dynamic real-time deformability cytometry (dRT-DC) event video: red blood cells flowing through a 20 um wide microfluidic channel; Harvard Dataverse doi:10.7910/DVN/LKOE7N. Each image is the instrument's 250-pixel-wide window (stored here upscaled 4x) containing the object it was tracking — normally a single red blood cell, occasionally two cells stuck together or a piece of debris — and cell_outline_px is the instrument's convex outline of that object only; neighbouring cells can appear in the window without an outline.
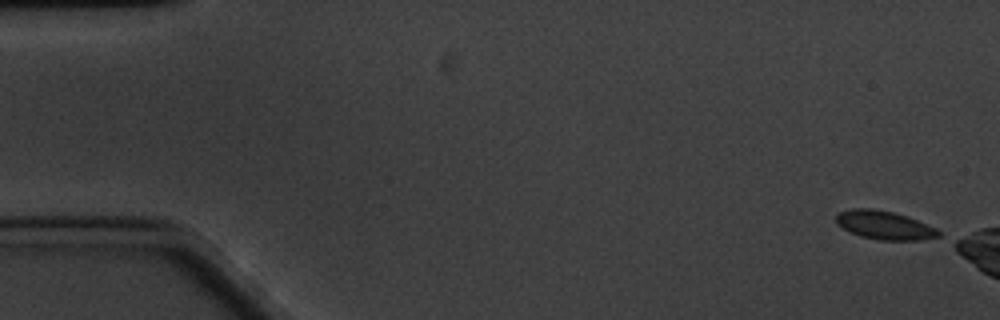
{"species": "common noctule bat (a hibernating species)", "species_latin": "Nyctalus noctula", "temperature_condition": "cold", "stored_images_in_passage": 11, "camera_frame_rate_fps": 3000, "um_per_image_px": 0.085, "animal": {"sex": "male", "body_mass_g": 20.1, "forearm_length_mm": 53.5}, "frame": {"image": 1, "passage_image": 1, "time_ms": 0.0, "image_size_px": [1000, 320], "cell_outline_px": [[940, 236], [916, 240], [880, 240], [860, 236], [836, 224], [836, 212], [852, 208], [872, 208], [892, 212], [908, 216], [936, 228], [940, 232]], "centroid_in_image_um": [75.15, 19.12], "position_along_channel_um": 9.9, "area_um2": 16.99}}